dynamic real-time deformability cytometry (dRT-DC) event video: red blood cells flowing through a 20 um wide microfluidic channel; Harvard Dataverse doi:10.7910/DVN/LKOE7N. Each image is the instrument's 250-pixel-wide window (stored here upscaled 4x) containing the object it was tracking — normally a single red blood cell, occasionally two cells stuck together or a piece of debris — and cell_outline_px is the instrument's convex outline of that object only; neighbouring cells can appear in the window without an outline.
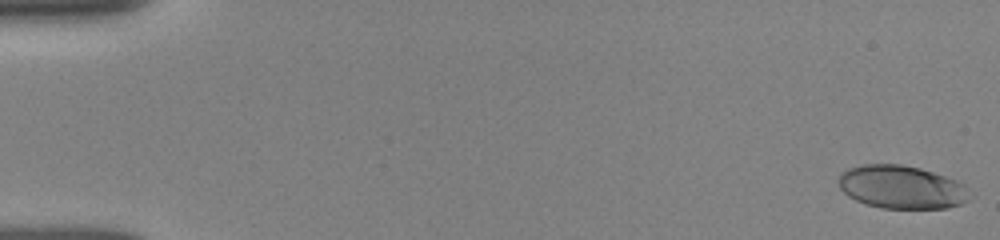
{"species": "human", "species_latin": "Homo sapiens", "temperature_condition": "room temperature", "stored_images_in_passage": 58, "camera_frame_rate_fps": 3000, "um_per_image_px": 0.085, "donor": {"sex": "female"}, "frame": {"image": 1, "passage_image": 1, "time_ms": 0.0, "image_size_px": [1000, 240], "cell_outline_px": [[976, 196], [960, 204], [944, 208], [880, 208], [864, 204], [848, 196], [840, 188], [836, 180], [848, 168], [864, 164], [900, 164], [920, 168], [956, 180], [964, 184]], "centroid_in_image_um": [76.66, 15.91], "position_along_channel_um": 8.3, "area_um2": 33.29}}
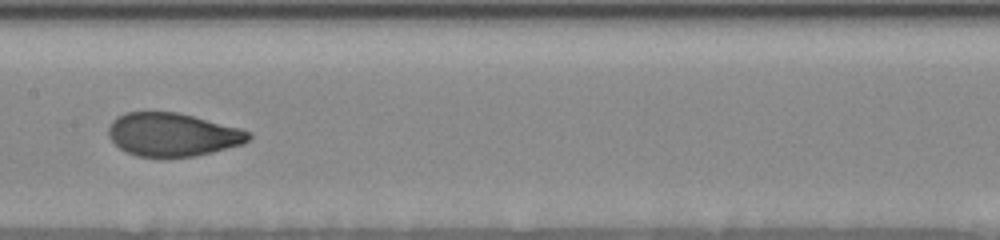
{"frame": {"image": 2, "passage_image": 32, "time_ms": 8.667, "image_size_px": [1000, 240], "cell_outline_px": [[252, 136], [244, 144], [196, 156], [164, 160], [136, 156], [120, 148], [108, 136], [108, 128], [112, 120], [116, 116], [128, 112], [176, 112], [240, 128], [248, 132]], "centroid_in_image_um": [14.64, 11.48], "position_along_channel_um": 192.8, "area_um2": 35.89}}
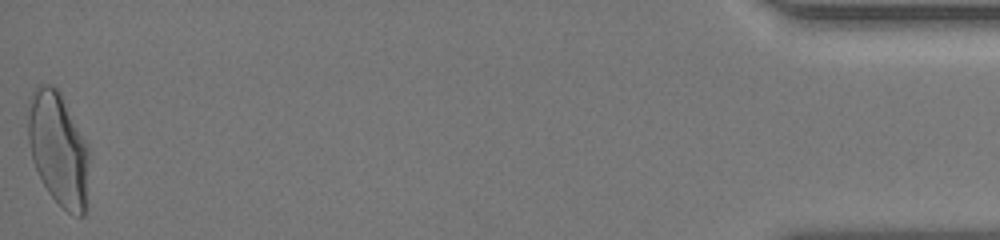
{"frame": {"image": 3, "passage_image": 58, "time_ms": 17.0, "image_size_px": [1000, 240], "cell_outline_px": [[88, 208], [84, 216], [76, 216], [68, 212], [48, 192], [32, 160], [28, 140], [28, 116], [32, 92], [36, 84], [52, 84], [60, 92], [88, 144]], "centroid_in_image_um": [4.99, 12.68], "position_along_channel_um": 430.2, "area_um2": 40.63}, "authors_computed_cell_mechanics": {"area_um2": 35.8071, "velocity_mm_per_s": 3.9089, "shape_relaxation_time_tau1_ms": 4.5135, "shape_relaxation_time_tau2_ms": null, "deformation_change_tau1": 0.1637, "deformation_change_tau2": null}}